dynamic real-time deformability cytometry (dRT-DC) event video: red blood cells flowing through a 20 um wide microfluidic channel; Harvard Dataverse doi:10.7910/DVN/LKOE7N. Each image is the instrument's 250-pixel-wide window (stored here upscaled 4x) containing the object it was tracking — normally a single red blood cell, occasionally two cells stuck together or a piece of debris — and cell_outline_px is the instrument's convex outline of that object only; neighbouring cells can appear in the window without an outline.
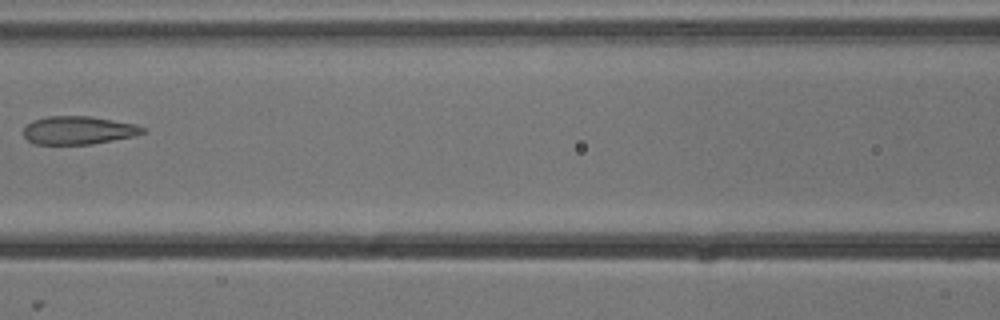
{"species": "common noctule bat (a hibernating species)", "species_latin": "Nyctalus noctula", "temperature_condition": "cold", "stored_images_in_passage": 7, "camera_frame_rate_fps": 3000, "um_per_image_px": 0.085, "animal": {"sex": "male", "body_mass_g": 13.3}, "frame": {"image": 1, "passage_image": 6, "time_ms": 1.667, "image_size_px": [1000, 320], "cell_outline_px": [[148, 132], [136, 136], [92, 144], [36, 144], [28, 140], [24, 136], [24, 128], [32, 120], [48, 116], [92, 116], [136, 124], [148, 128]], "centroid_in_image_um": [6.74, 11.07], "position_along_channel_um": 159.9, "area_um2": 19.83}}
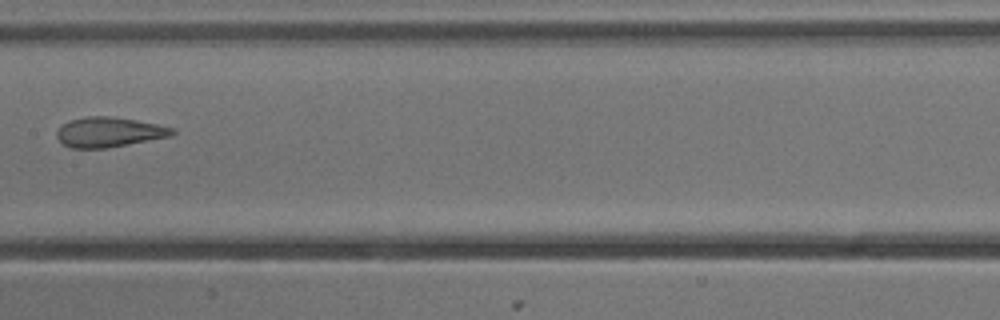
{"frame": {"image": 2, "passage_image": 7, "time_ms": 2.0, "image_size_px": [1000, 320], "cell_outline_px": [[176, 132], [172, 136], [108, 148], [72, 148], [64, 144], [56, 136], [56, 132], [64, 124], [72, 120], [88, 116], [112, 116], [136, 120], [176, 128]], "centroid_in_image_um": [9.32, 11.23], "position_along_channel_um": 198.1, "area_um2": 20.06}}